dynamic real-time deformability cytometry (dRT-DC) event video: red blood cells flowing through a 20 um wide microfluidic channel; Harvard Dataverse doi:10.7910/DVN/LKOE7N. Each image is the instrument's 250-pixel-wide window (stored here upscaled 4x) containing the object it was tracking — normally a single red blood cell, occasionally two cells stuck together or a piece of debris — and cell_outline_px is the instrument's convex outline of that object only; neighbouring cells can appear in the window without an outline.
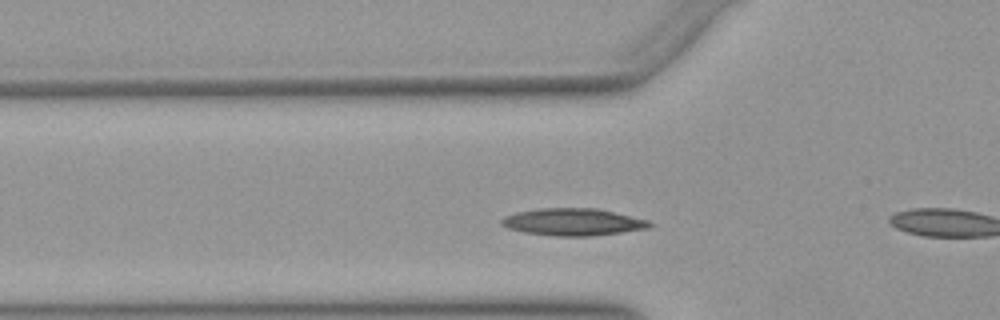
{"species": "Egyptian fruit bat (a non-hibernating species)", "species_latin": "Rousettus aegyptiacus", "temperature_condition": "warm", "stored_images_in_passage": 34, "camera_frame_rate_fps": 3000, "um_per_image_px": 0.085, "animal": {"sex": "female"}, "frame": {"image": 1, "passage_image": 8, "time_ms": 2.333, "image_size_px": [1000, 320], "cell_outline_px": [[652, 224], [648, 228], [592, 236], [556, 236], [524, 232], [508, 228], [500, 224], [500, 220], [504, 216], [516, 212], [540, 208], [596, 208], [648, 220]], "centroid_in_image_um": [48.65, 18.86], "position_along_channel_um": 77.1, "area_um2": 23.29}}
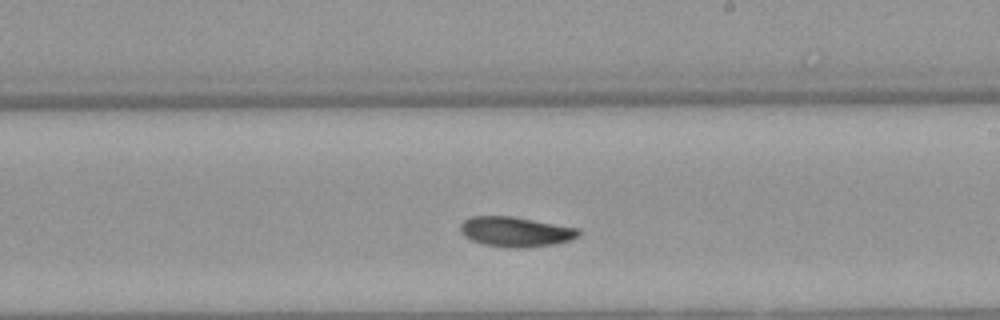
{"frame": {"image": 2, "passage_image": 21, "time_ms": 6.667, "image_size_px": [1000, 320], "cell_outline_px": [[580, 236], [572, 240], [556, 244], [520, 248], [512, 248], [484, 244], [472, 240], [464, 236], [460, 232], [460, 224], [464, 220], [472, 216], [516, 216], [580, 228]], "centroid_in_image_um": [43.87, 19.69], "position_along_channel_um": 245.1, "area_um2": 20.98}}
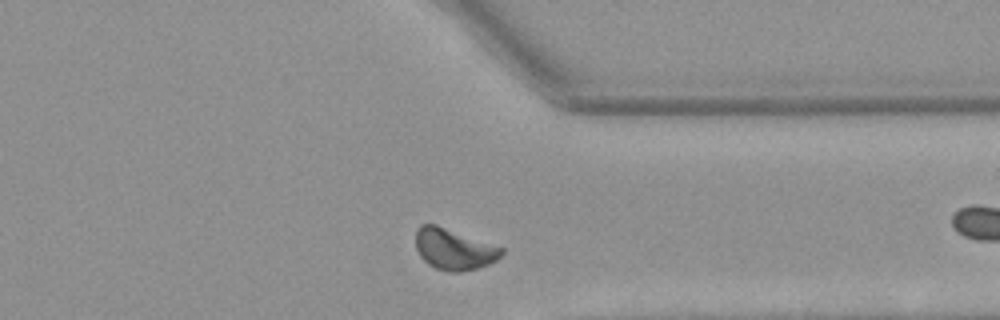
{"frame": {"image": 3, "passage_image": 31, "time_ms": 10.0, "image_size_px": [1000, 320], "cell_outline_px": [[504, 252], [496, 260], [488, 264], [476, 268], [460, 272], [448, 272], [436, 268], [428, 264], [420, 256], [416, 248], [416, 228], [420, 224], [436, 224], [504, 248]], "centroid_in_image_um": [38.56, 21.17], "position_along_channel_um": 372.8, "area_um2": 20.52}, "authors_computed_cell_mechanics": {"area_um2": 20.6924, "velocity_mm_per_s": 3.8885, "shape_relaxation_time_tau1_ms": 6.2453, "shape_relaxation_time_tau2_ms": null, "deformation_change_tau1": 0.1379, "deformation_change_tau2": null}}